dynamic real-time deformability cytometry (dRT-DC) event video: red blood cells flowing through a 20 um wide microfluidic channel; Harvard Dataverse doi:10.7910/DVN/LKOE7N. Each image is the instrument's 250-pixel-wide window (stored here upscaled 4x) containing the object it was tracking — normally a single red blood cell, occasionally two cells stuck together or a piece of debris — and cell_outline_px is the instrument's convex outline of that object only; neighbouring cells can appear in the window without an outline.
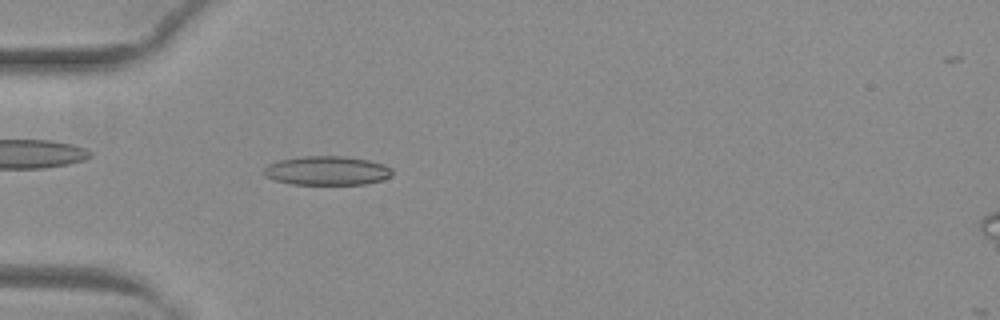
{"species": "common noctule bat (a hibernating species)", "species_latin": "Nyctalus noctula", "temperature_condition": "warm", "stored_images_in_passage": 33, "camera_frame_rate_fps": 3000, "um_per_image_px": 0.085, "animal": {"sex": "female", "body_mass_g": 29.2, "forearm_length_mm": 56.3}, "frame": {"image": 1, "passage_image": 16, "time_ms": 5.0, "image_size_px": [1000, 320], "cell_outline_px": [[392, 176], [384, 180], [364, 184], [292, 184], [276, 180], [264, 176], [264, 168], [268, 164], [280, 160], [304, 156], [344, 156], [368, 160], [384, 164], [392, 168]], "centroid_in_image_um": [27.83, 14.5], "position_along_channel_um": 57.2, "area_um2": 21.73}}
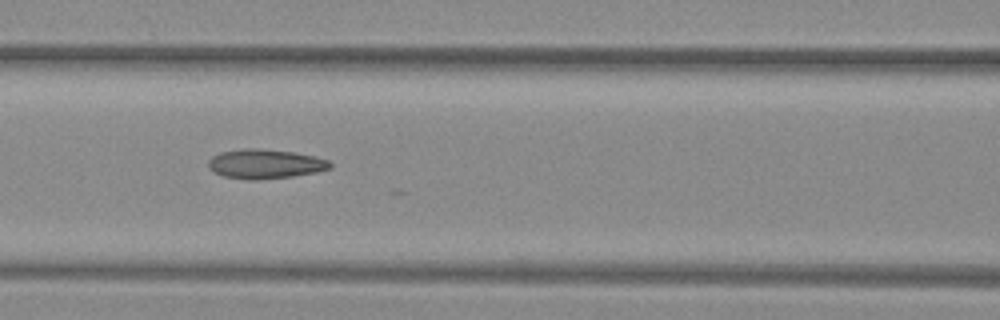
{"frame": {"image": 2, "passage_image": 23, "time_ms": 7.333, "image_size_px": [1000, 320], "cell_outline_px": [[332, 168], [316, 172], [292, 176], [256, 180], [248, 180], [224, 176], [212, 172], [208, 168], [208, 160], [212, 156], [220, 152], [244, 148], [256, 148], [292, 152], [316, 156], [328, 160], [332, 164]], "centroid_in_image_um": [22.51, 13.93], "position_along_channel_um": 144.1, "area_um2": 20.98}}
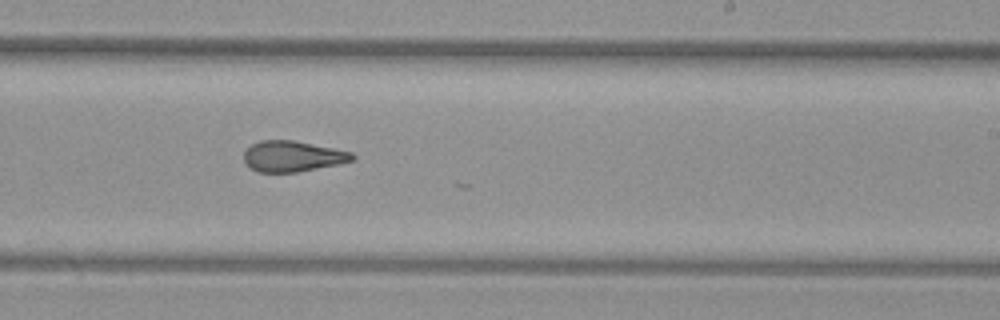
{"frame": {"image": 3, "passage_image": 32, "time_ms": 10.333, "image_size_px": [1000, 320], "cell_outline_px": [[356, 156], [352, 160], [336, 164], [296, 172], [256, 172], [244, 160], [244, 152], [252, 144], [260, 140], [296, 140], [352, 152]], "centroid_in_image_um": [24.86, 13.27], "position_along_channel_um": 264.1, "area_um2": 19.25}}